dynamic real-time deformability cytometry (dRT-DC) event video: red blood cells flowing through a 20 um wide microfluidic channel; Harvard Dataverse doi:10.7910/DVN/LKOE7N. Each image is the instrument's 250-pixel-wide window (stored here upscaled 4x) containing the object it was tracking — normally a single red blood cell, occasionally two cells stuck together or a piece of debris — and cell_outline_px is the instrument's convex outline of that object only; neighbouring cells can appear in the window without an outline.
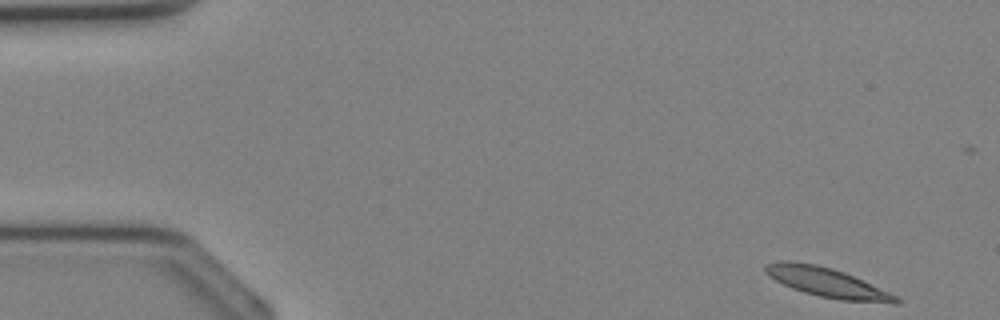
{"species": "Egyptian fruit bat (a non-hibernating species)", "species_latin": "Rousettus aegyptiacus", "temperature_condition": "cold", "stored_images_in_passage": 35, "camera_frame_rate_fps": 3000, "um_per_image_px": 0.085, "animal": {"sex": "female"}, "frame": {"image": 1, "passage_image": 1, "time_ms": 0.0, "image_size_px": [1000, 320], "cell_outline_px": [[900, 304], [892, 304], [840, 300], [820, 296], [804, 292], [792, 288], [768, 276], [764, 272], [764, 264], [780, 260], [788, 260], [816, 264], [832, 268], [844, 272], [888, 292], [896, 296], [900, 300]], "centroid_in_image_um": [70.27, 24.0], "position_along_channel_um": 14.7, "area_um2": 22.31}}
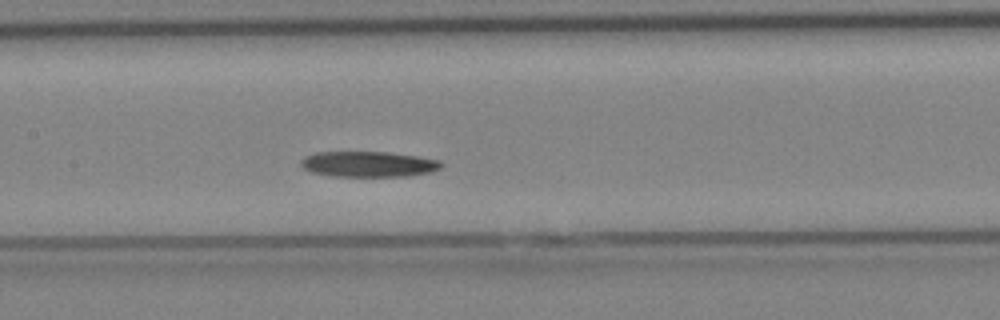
{"frame": {"image": 2, "passage_image": 16, "time_ms": 5.0, "image_size_px": [1000, 320], "cell_outline_px": [[444, 164], [440, 168], [432, 172], [408, 176], [332, 176], [312, 172], [304, 168], [300, 164], [300, 160], [304, 156], [316, 152], [384, 152], [416, 156], [440, 160]], "centroid_in_image_um": [31.32, 13.95], "position_along_channel_um": 176.1, "area_um2": 20.92}}
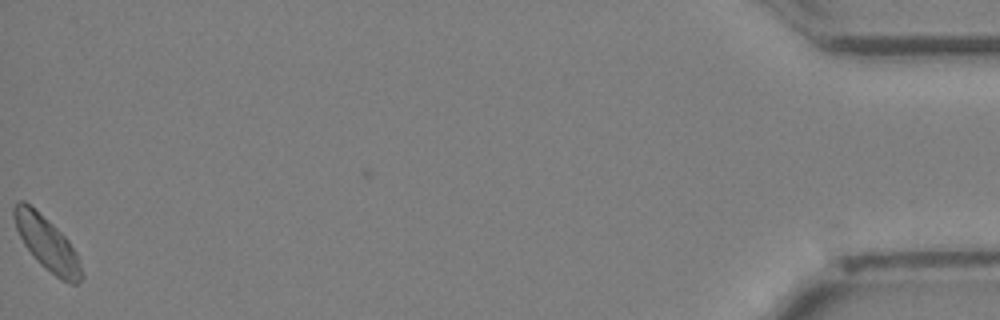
{"frame": {"image": 3, "passage_image": 35, "time_ms": 11.333, "image_size_px": [1000, 320], "cell_outline_px": [[84, 276], [76, 284], [72, 284], [56, 276], [40, 264], [36, 260], [24, 244], [16, 228], [12, 216], [12, 208], [20, 200], [24, 200], [52, 224], [68, 240], [76, 252], [84, 272]], "centroid_in_image_um": [3.99, 20.7], "position_along_channel_um": 431.2, "area_um2": 20.81}}